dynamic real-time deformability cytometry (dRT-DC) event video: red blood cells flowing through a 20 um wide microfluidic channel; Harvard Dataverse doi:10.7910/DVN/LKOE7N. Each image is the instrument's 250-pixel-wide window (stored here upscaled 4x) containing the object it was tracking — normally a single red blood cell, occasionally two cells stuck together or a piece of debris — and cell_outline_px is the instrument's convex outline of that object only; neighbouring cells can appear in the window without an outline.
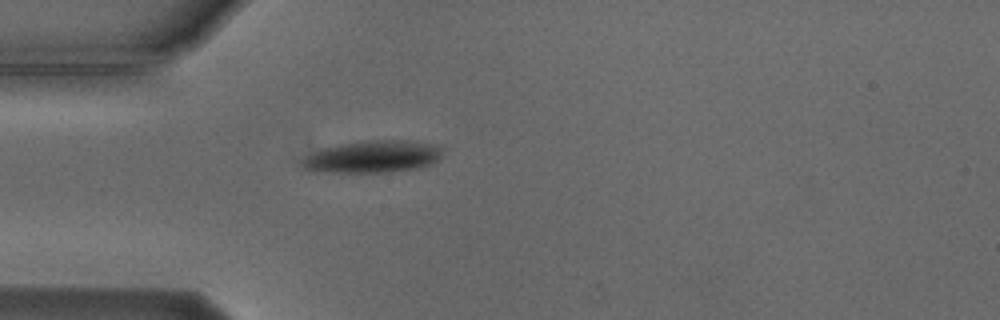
{"species": "Egyptian fruit bat (a non-hibernating species)", "species_latin": "Rousettus aegyptiacus", "temperature_condition": "cold", "stored_images_in_passage": 1, "camera_frame_rate_fps": 3000, "um_per_image_px": 0.085, "animal": {"sex": "male"}, "frame": {"image": 1, "passage_image": 1, "time_ms": 0.0, "image_size_px": [1000, 320], "cell_outline_px": [[444, 156], [432, 164], [416, 168], [388, 172], [316, 172], [304, 168], [300, 160], [320, 148], [340, 144], [364, 140], [416, 140], [440, 144], [444, 148]], "centroid_in_image_um": [31.77, 13.29], "position_along_channel_um": 53.2, "area_um2": 26.99}}